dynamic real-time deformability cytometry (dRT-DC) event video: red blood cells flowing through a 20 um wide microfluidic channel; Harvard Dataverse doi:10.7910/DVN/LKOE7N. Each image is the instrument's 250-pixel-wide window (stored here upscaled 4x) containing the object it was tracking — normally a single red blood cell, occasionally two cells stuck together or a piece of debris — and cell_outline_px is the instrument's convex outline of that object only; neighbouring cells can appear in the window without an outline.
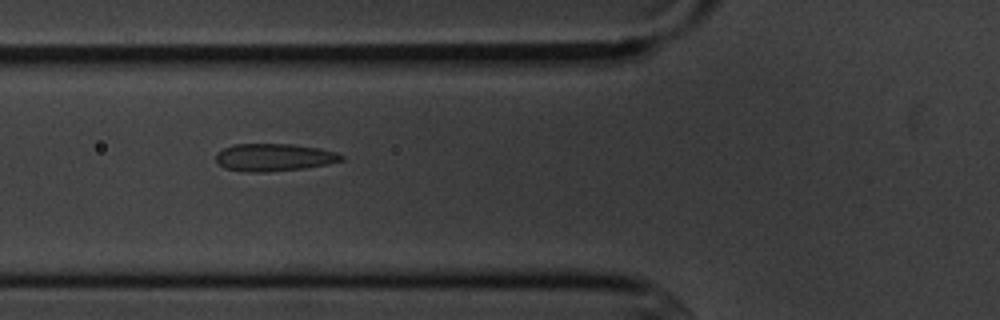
{"species": "common noctule bat (a hibernating species)", "species_latin": "Nyctalus noctula", "temperature_condition": "cold", "stored_images_in_passage": 9, "camera_frame_rate_fps": 3000, "um_per_image_px": 0.085, "animal": {"sex": "male", "body_mass_g": 20.1, "forearm_length_mm": 53.5}, "frame": {"image": 1, "passage_image": 2, "time_ms": 1.0, "image_size_px": [1000, 320], "cell_outline_px": [[344, 160], [328, 164], [304, 168], [268, 172], [240, 172], [224, 168], [216, 160], [216, 152], [232, 144], [292, 144], [320, 148], [336, 152], [344, 156]], "centroid_in_image_um": [23.28, 13.38], "position_along_channel_um": 102.5, "area_um2": 20.35}}
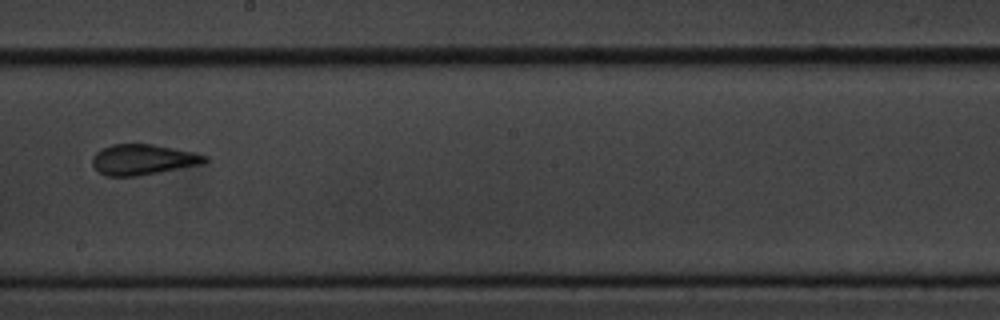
{"frame": {"image": 2, "passage_image": 5, "time_ms": 4.667, "image_size_px": [1000, 320], "cell_outline_px": [[208, 160], [204, 164], [136, 176], [108, 176], [100, 172], [92, 164], [92, 156], [96, 152], [112, 144], [152, 144], [196, 152], [208, 156]], "centroid_in_image_um": [12.19, 13.56], "position_along_channel_um": 236.0, "area_um2": 20.0}}
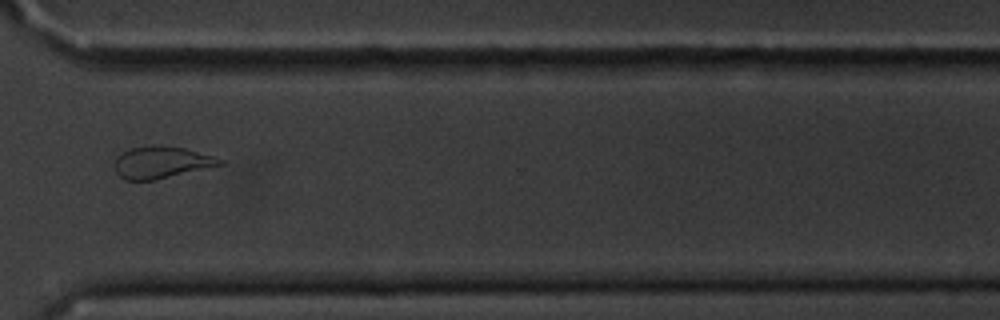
{"frame": {"image": 3, "passage_image": 8, "time_ms": 8.0, "image_size_px": [1000, 320], "cell_outline_px": [[224, 164], [152, 180], [124, 180], [116, 172], [116, 156], [132, 148], [184, 148], [212, 156], [224, 160]], "centroid_in_image_um": [13.72, 13.84], "position_along_channel_um": 356.9, "area_um2": 18.44}}